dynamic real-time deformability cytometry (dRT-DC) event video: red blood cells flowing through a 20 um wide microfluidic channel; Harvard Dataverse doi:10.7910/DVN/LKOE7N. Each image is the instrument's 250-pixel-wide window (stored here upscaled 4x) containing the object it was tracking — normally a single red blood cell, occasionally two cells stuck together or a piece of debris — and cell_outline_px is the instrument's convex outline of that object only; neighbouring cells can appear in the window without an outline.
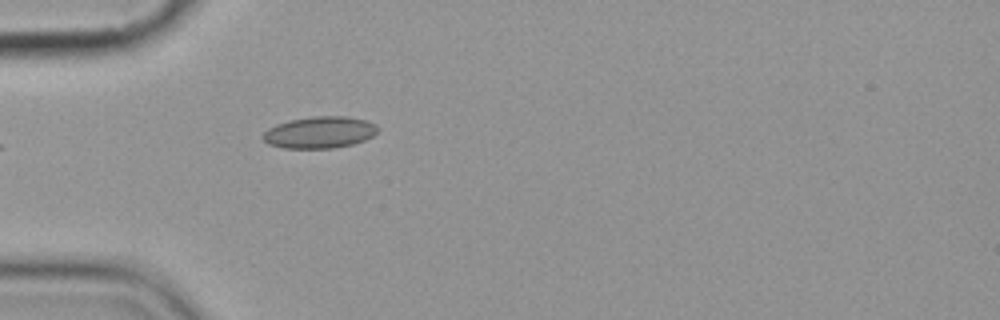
{"species": "common noctule bat (a hibernating species)", "species_latin": "Nyctalus noctula", "temperature_condition": "cold", "stored_images_in_passage": 3, "camera_frame_rate_fps": 3000, "um_per_image_px": 0.085, "animal": {"sex": "female", "body_mass_g": 19.9}, "frame": {"image": 1, "passage_image": 3, "time_ms": 2.667, "image_size_px": [1000, 320], "cell_outline_px": [[380, 128], [372, 136], [364, 140], [352, 144], [332, 148], [284, 148], [268, 144], [260, 136], [268, 128], [276, 124], [288, 120], [312, 116], [344, 116], [364, 120], [376, 124]], "centroid_in_image_um": [27.14, 11.24], "position_along_channel_um": 57.9, "area_um2": 21.27}}